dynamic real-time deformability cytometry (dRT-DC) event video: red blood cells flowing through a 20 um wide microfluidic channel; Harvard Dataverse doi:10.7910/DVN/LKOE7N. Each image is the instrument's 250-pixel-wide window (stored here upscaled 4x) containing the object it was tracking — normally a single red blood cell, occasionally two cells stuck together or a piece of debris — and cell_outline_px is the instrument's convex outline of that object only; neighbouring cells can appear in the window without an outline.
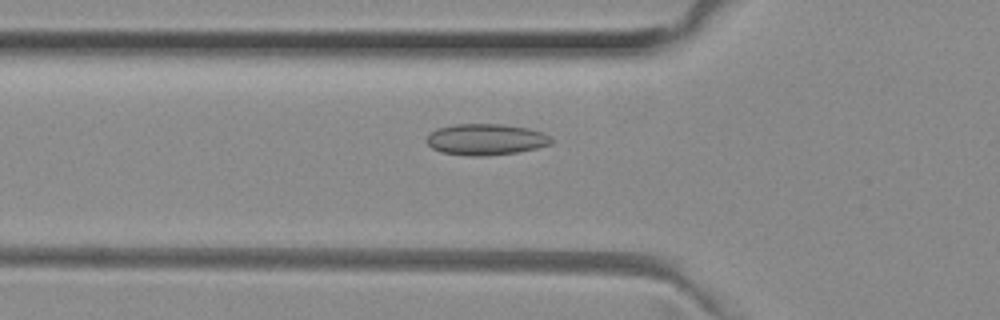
{"species": "common noctule bat (a hibernating species)", "species_latin": "Nyctalus noctula", "temperature_condition": "room temperature", "stored_images_in_passage": 42, "camera_frame_rate_fps": 3000, "um_per_image_px": 0.085, "animal": {"sex": "female", "body_mass_g": 29.2, "forearm_length_mm": 56.3}, "frame": {"image": 1, "passage_image": 8, "time_ms": 2.333, "image_size_px": [1000, 320], "cell_outline_px": [[552, 140], [548, 144], [536, 148], [516, 152], [484, 156], [472, 156], [440, 152], [432, 148], [428, 144], [428, 136], [436, 128], [456, 124], [500, 124], [528, 128], [544, 132], [552, 136]], "centroid_in_image_um": [41.3, 11.84], "position_along_channel_um": 84.5, "area_um2": 22.54}}
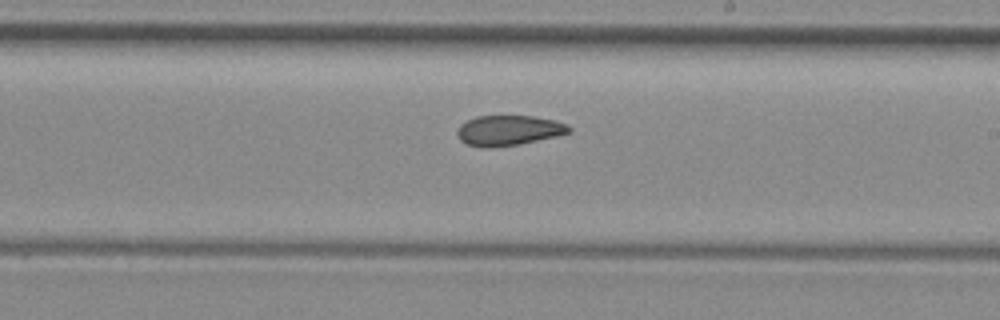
{"frame": {"image": 2, "passage_image": 20, "time_ms": 6.333, "image_size_px": [1000, 320], "cell_outline_px": [[572, 132], [556, 136], [520, 144], [468, 144], [460, 140], [456, 132], [460, 124], [476, 116], [532, 116], [556, 120], [568, 124], [572, 128]], "centroid_in_image_um": [43.32, 11.03], "position_along_channel_um": 245.7, "area_um2": 18.96}}
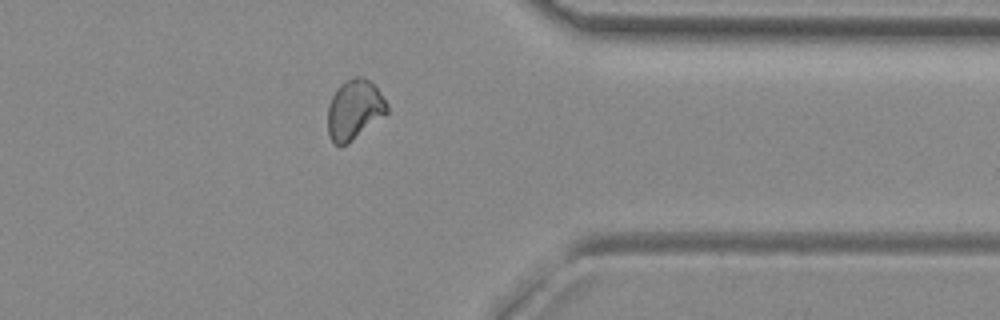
{"frame": {"image": 3, "passage_image": 31, "time_ms": 10.0, "image_size_px": [1000, 320], "cell_outline_px": [[388, 112], [348, 144], [340, 148], [332, 140], [328, 132], [328, 104], [332, 96], [340, 84], [356, 76], [364, 76], [376, 88], [388, 104]], "centroid_in_image_um": [30.1, 9.34], "position_along_channel_um": 381.3, "area_um2": 20.52}, "authors_computed_cell_mechanics": {"area_um2": 20.519, "velocity_mm_per_s": 4.0194, "shape_relaxation_time_tau1_ms": null, "shape_relaxation_time_tau2_ms": 3.8034, "deformation_change_tau1": null, "deformation_change_tau2": 0.0835}}